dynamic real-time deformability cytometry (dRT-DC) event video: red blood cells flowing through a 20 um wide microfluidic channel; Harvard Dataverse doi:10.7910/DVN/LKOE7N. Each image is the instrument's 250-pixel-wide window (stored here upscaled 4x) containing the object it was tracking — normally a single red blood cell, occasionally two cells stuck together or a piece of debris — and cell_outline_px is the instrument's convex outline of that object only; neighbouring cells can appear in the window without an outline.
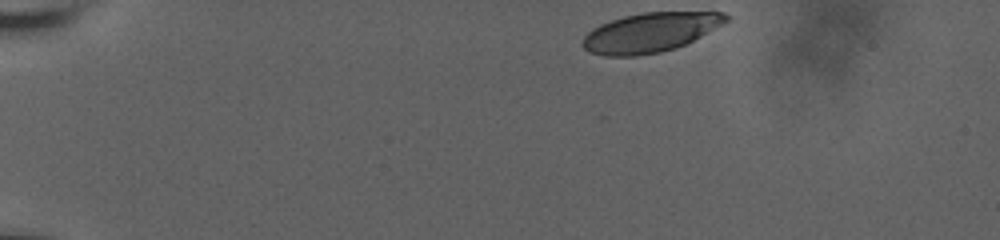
{"species": "human", "species_latin": "Homo sapiens", "temperature_condition": "room temperature", "stored_images_in_passage": 21, "camera_frame_rate_fps": 3000, "um_per_image_px": 0.085, "donor": {"sex": "male"}, "frame": {"image": 1, "passage_image": 1, "time_ms": 0.0, "image_size_px": [1000, 240], "cell_outline_px": [[728, 20], [724, 24], [676, 48], [660, 52], [636, 56], [604, 56], [588, 52], [580, 44], [584, 36], [592, 28], [600, 24], [624, 16], [644, 12], [724, 12], [728, 16]], "centroid_in_image_um": [55.23, 2.76], "position_along_channel_um": 29.8, "area_um2": 32.89}}
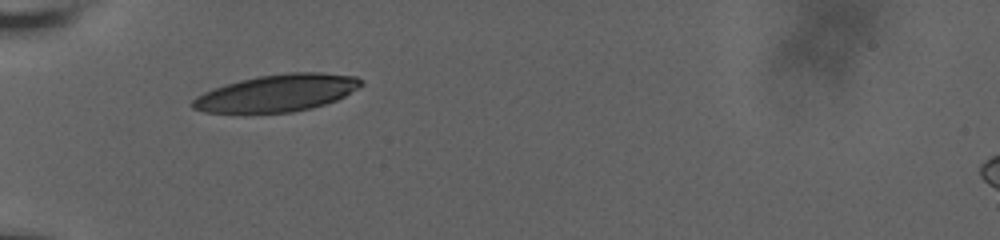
{"frame": {"image": 2, "passage_image": 15, "time_ms": 3.333, "image_size_px": [1000, 240], "cell_outline_px": [[364, 84], [344, 96], [336, 100], [312, 108], [292, 112], [204, 112], [192, 108], [188, 104], [196, 96], [212, 88], [240, 80], [256, 76], [288, 72], [320, 72], [356, 76], [364, 80]], "centroid_in_image_um": [23.55, 7.89], "position_along_channel_um": 61.5, "area_um2": 36.47}}
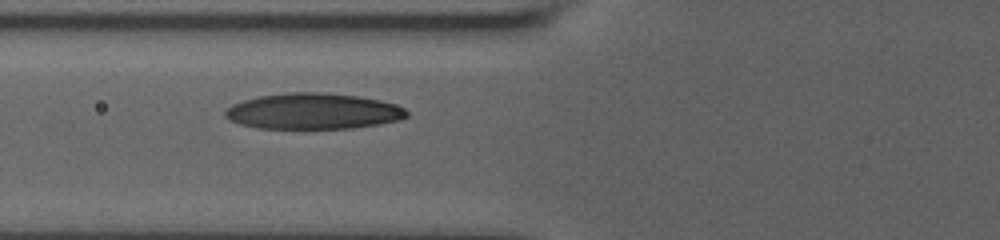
{"frame": {"image": 3, "passage_image": 20, "time_ms": 4.667, "image_size_px": [1000, 240], "cell_outline_px": [[408, 116], [400, 120], [380, 124], [352, 128], [260, 128], [240, 124], [228, 120], [224, 116], [224, 112], [232, 104], [256, 96], [292, 92], [324, 92], [360, 96], [380, 100], [404, 108], [408, 112]], "centroid_in_image_um": [26.61, 9.45], "position_along_channel_um": 99.2, "area_um2": 38.09}}